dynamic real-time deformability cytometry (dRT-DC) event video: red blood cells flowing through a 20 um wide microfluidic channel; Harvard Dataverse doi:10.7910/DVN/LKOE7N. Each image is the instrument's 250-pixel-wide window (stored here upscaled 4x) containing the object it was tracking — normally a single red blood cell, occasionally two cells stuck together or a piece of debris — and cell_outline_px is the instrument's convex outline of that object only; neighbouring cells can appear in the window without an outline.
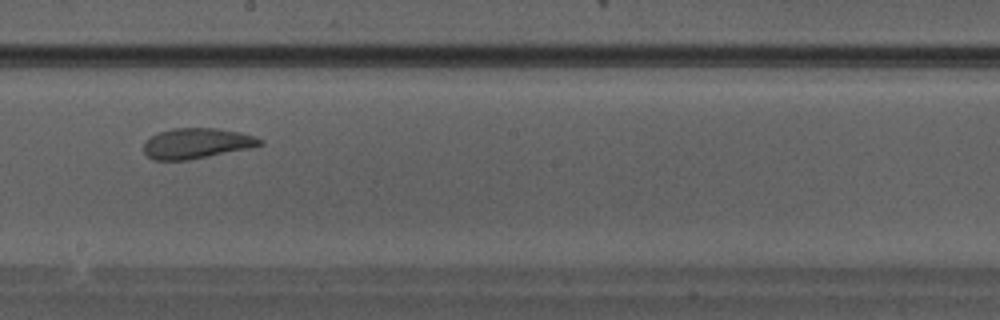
{"species": "Egyptian fruit bat (a non-hibernating species)", "species_latin": "Rousettus aegyptiacus", "temperature_condition": "warm", "stored_images_in_passage": 28, "camera_frame_rate_fps": 3000, "um_per_image_px": 0.085, "animal": {"sex": "male"}, "frame": {"image": 1, "passage_image": 13, "time_ms": 4.0, "image_size_px": [1000, 320], "cell_outline_px": [[264, 144], [252, 148], [188, 160], [152, 160], [144, 152], [144, 144], [152, 136], [160, 132], [172, 128], [216, 128], [240, 132], [256, 136], [264, 140]], "centroid_in_image_um": [16.78, 12.19], "position_along_channel_um": 231.4, "area_um2": 20.69}}
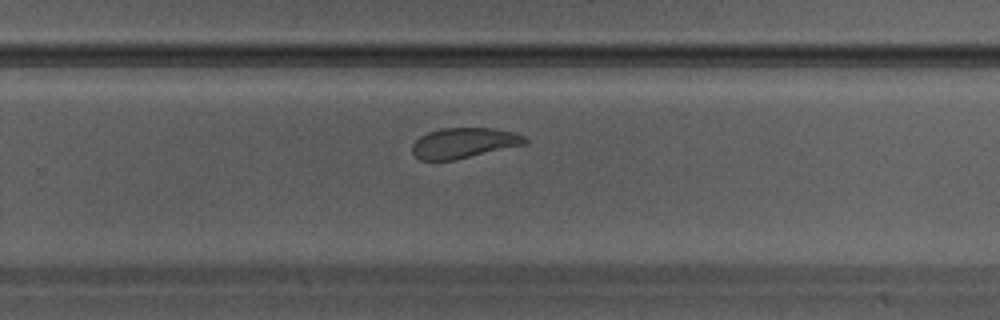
{"frame": {"image": 2, "passage_image": 16, "time_ms": 5.0, "image_size_px": [1000, 320], "cell_outline_px": [[528, 144], [456, 160], [420, 160], [412, 152], [412, 144], [420, 136], [428, 132], [440, 128], [492, 128], [512, 132], [524, 136], [528, 140]], "centroid_in_image_um": [39.44, 12.16], "position_along_channel_um": 290.4, "area_um2": 20.11}}